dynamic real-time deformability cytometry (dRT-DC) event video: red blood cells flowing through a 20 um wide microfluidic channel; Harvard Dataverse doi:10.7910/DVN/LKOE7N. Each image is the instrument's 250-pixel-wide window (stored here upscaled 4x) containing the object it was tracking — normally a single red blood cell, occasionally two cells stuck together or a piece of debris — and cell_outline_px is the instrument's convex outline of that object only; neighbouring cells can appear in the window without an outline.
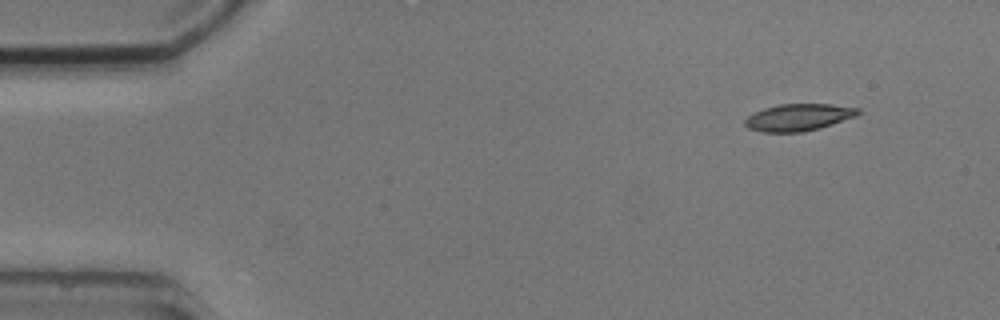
{"species": "common noctule bat (a hibernating species)", "species_latin": "Nyctalus noctula", "temperature_condition": "cold", "stored_images_in_passage": 3, "camera_frame_rate_fps": 3000, "um_per_image_px": 0.085, "animal": {"sex": "male", "body_mass_g": 20.5, "forearm_length_mm": 52.5}, "frame": {"image": 1, "passage_image": 1, "time_ms": 0.0, "image_size_px": [1000, 320], "cell_outline_px": [[860, 112], [856, 116], [820, 128], [800, 132], [764, 132], [748, 128], [744, 124], [744, 120], [748, 116], [764, 108], [780, 104], [832, 104], [860, 108]], "centroid_in_image_um": [67.88, 9.97], "position_along_channel_um": 17.1, "area_um2": 17.69}}